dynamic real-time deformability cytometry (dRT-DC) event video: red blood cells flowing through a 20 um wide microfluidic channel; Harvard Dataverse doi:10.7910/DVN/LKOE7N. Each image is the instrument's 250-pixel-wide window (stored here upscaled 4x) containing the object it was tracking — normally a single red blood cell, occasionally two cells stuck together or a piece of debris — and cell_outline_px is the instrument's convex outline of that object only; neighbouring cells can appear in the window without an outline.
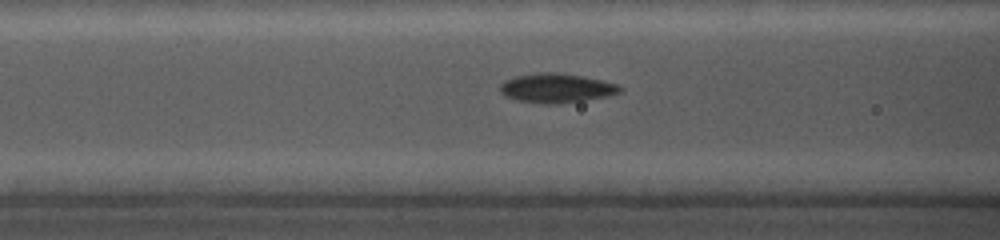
{"species": "common noctule bat (a hibernating species)", "species_latin": "Nyctalus noctula", "temperature_condition": "cold", "stored_images_in_passage": 29, "camera_frame_rate_fps": 5000, "um_per_image_px": 0.085, "animal": {"sex": "female", "body_mass_g": 19.0, "forearm_length_mm": 56.7}, "frame": {"image": 1, "passage_image": 8, "time_ms": 2.4, "image_size_px": [1000, 240], "cell_outline_px": [[624, 88], [620, 92], [608, 96], [584, 100], [556, 104], [544, 104], [520, 100], [508, 96], [500, 92], [500, 84], [504, 80], [516, 76], [536, 72], [564, 72], [620, 84]], "centroid_in_image_um": [47.34, 7.46], "position_along_channel_um": 119.3, "area_um2": 20.58}}
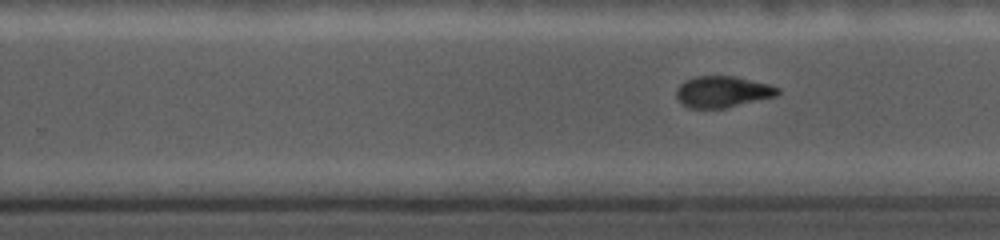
{"frame": {"image": 2, "passage_image": 20, "time_ms": 6.4, "image_size_px": [1000, 240], "cell_outline_px": [[780, 92], [776, 96], [724, 108], [692, 108], [684, 104], [676, 96], [676, 88], [684, 80], [696, 76], [732, 76], [768, 84], [780, 88]], "centroid_in_image_um": [61.41, 7.79], "position_along_channel_um": 268.4, "area_um2": 18.26}}
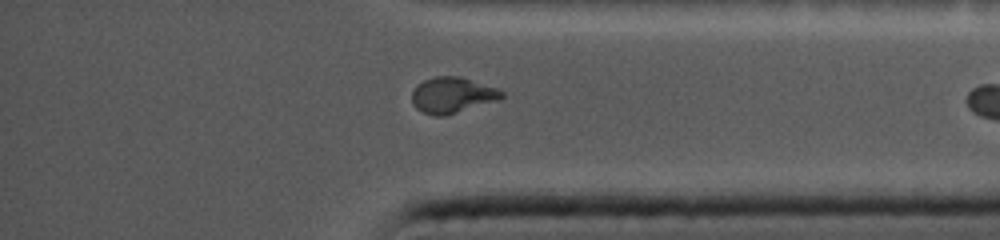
{"frame": {"image": 3, "passage_image": 29, "time_ms": 9.8, "image_size_px": [1000, 240], "cell_outline_px": [[504, 96], [500, 100], [444, 116], [436, 116], [424, 112], [416, 108], [412, 104], [412, 92], [416, 84], [424, 80], [436, 76], [460, 76], [496, 88], [504, 92]], "centroid_in_image_um": [38.44, 8.08], "position_along_channel_um": 396.8, "area_um2": 18.79}}